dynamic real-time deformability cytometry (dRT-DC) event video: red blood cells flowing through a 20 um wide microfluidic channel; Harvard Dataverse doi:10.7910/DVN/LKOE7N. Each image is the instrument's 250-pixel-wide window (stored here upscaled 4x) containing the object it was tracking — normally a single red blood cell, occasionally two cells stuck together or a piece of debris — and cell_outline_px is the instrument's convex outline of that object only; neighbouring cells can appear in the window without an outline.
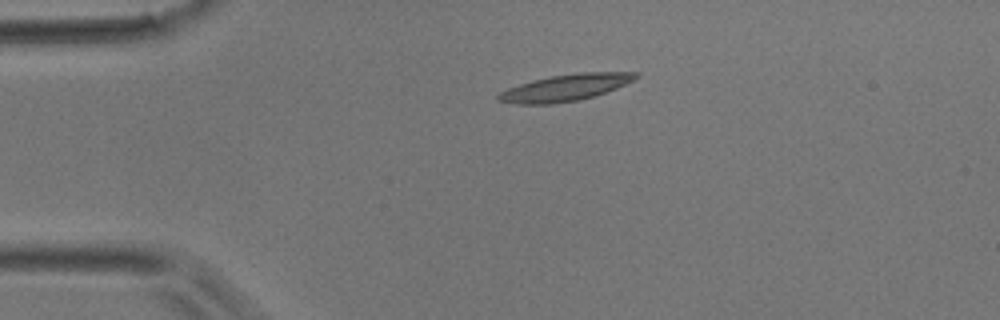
{"species": "common noctule bat (a hibernating species)", "species_latin": "Nyctalus noctula", "temperature_condition": "room temperature", "stored_images_in_passage": 4, "camera_frame_rate_fps": 3000, "um_per_image_px": 0.085, "animal": {"sex": "male", "body_mass_g": 17.9}, "frame": {"image": 1, "passage_image": 2, "time_ms": 0.333, "image_size_px": [1000, 320], "cell_outline_px": [[640, 76], [616, 88], [580, 100], [552, 104], [516, 104], [496, 100], [496, 96], [500, 92], [508, 88], [520, 84], [552, 76], [580, 72], [640, 72]], "centroid_in_image_um": [48.04, 7.45], "position_along_channel_um": 37.0, "area_um2": 21.04}}
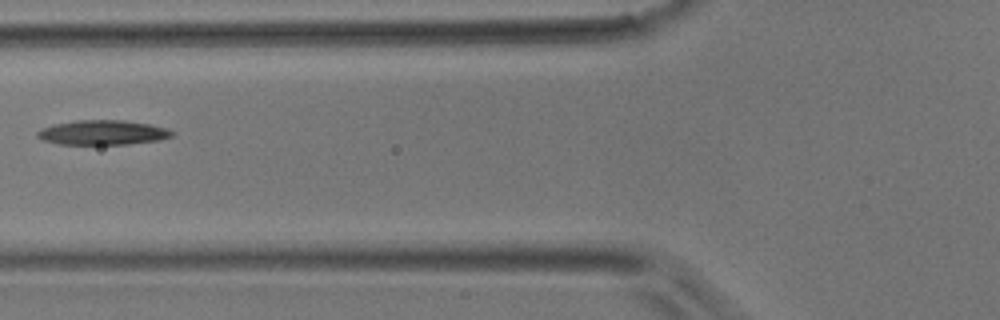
{"frame": {"image": 2, "passage_image": 4, "time_ms": 1.0, "image_size_px": [1000, 320], "cell_outline_px": [[176, 132], [172, 136], [160, 140], [128, 144], [56, 144], [44, 140], [36, 136], [36, 132], [40, 128], [56, 124], [76, 120], [124, 120], [148, 124], [168, 128]], "centroid_in_image_um": [8.74, 11.26], "position_along_channel_um": 117.1, "area_um2": 19.42}}